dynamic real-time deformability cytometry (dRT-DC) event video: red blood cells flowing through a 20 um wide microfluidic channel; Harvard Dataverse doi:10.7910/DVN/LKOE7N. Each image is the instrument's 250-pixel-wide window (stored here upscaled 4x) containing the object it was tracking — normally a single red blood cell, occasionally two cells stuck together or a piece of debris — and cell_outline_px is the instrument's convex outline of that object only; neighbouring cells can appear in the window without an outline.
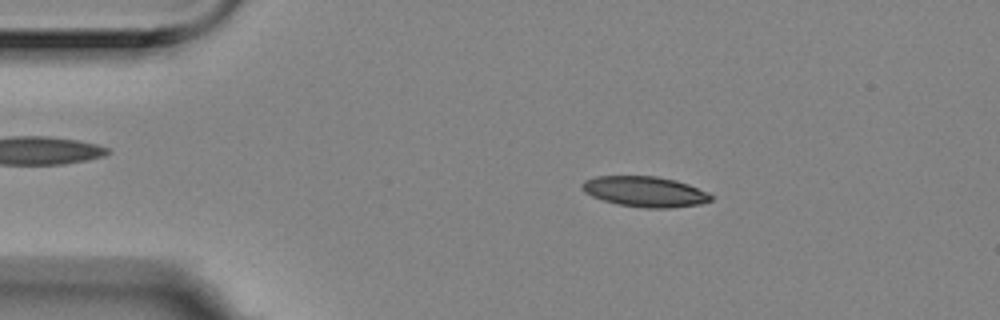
{"species": "Egyptian fruit bat (a non-hibernating species)", "species_latin": "Rousettus aegyptiacus", "temperature_condition": "room temperature", "stored_images_in_passage": 4, "camera_frame_rate_fps": 3000, "um_per_image_px": 0.085, "animal": {"sex": "female"}, "frame": {"image": 1, "passage_image": 2, "time_ms": 0.333, "image_size_px": [1000, 320], "cell_outline_px": [[712, 200], [700, 204], [672, 208], [644, 208], [616, 204], [592, 196], [584, 192], [580, 188], [580, 184], [584, 180], [596, 176], [656, 176], [676, 180], [688, 184], [708, 192], [712, 196]], "centroid_in_image_um": [54.8, 16.29], "position_along_channel_um": 30.2, "area_um2": 23.06}}
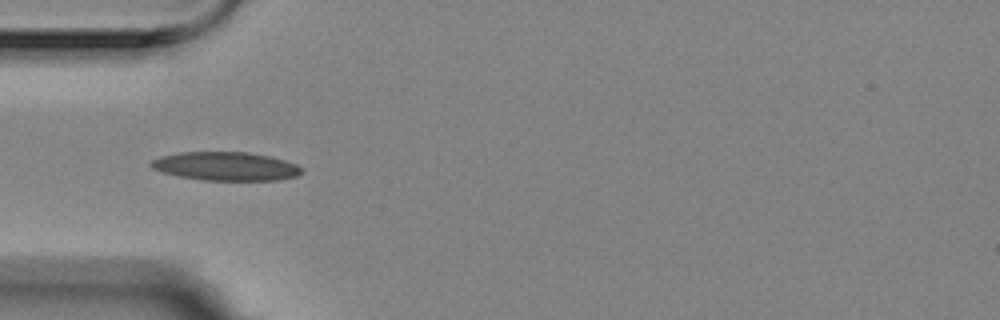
{"frame": {"image": 2, "passage_image": 4, "time_ms": 1.0, "image_size_px": [1000, 320], "cell_outline_px": [[304, 172], [296, 176], [276, 180], [204, 180], [180, 176], [164, 172], [152, 168], [148, 164], [152, 160], [160, 156], [180, 152], [248, 152], [268, 156], [284, 160], [296, 164], [304, 168]], "centroid_in_image_um": [19.21, 14.13], "position_along_channel_um": 65.8, "area_um2": 25.03}}